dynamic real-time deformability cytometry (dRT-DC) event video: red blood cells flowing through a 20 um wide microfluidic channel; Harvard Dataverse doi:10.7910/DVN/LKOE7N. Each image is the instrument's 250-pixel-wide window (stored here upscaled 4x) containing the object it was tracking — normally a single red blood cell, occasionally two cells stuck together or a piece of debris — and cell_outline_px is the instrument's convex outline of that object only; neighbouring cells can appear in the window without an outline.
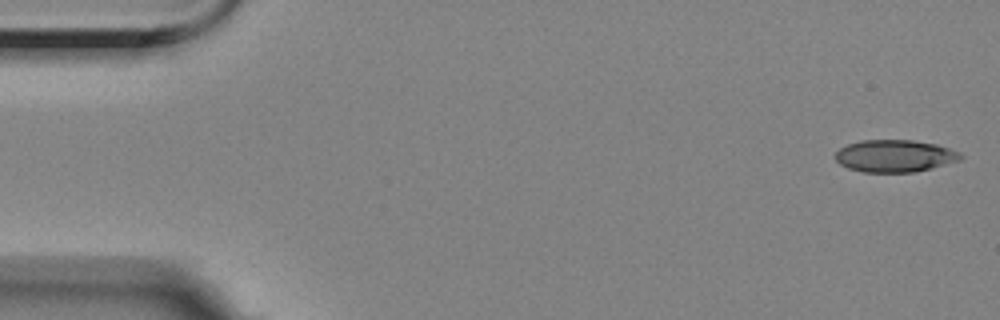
{"species": "Egyptian fruit bat (a non-hibernating species)", "species_latin": "Rousettus aegyptiacus", "temperature_condition": "room temperature", "stored_images_in_passage": 36, "camera_frame_rate_fps": 3000, "um_per_image_px": 0.085, "animal": {"sex": "female"}, "frame": {"image": 1, "passage_image": 1, "time_ms": 0.0, "image_size_px": [1000, 320], "cell_outline_px": [[964, 156], [960, 160], [932, 168], [916, 172], [864, 172], [848, 168], [840, 164], [836, 160], [836, 152], [840, 148], [848, 144], [860, 140], [912, 140], [936, 144], [960, 152]], "centroid_in_image_um": [76.07, 13.25], "position_along_channel_um": 8.9, "area_um2": 23.52}}
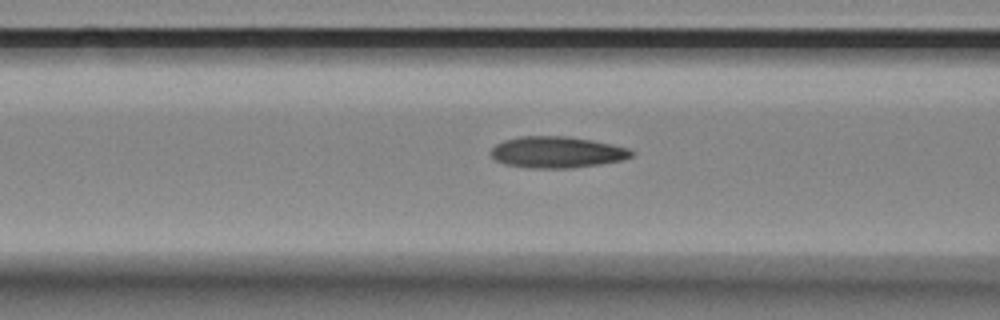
{"frame": {"image": 2, "passage_image": 21, "time_ms": 6.667, "image_size_px": [1000, 320], "cell_outline_px": [[636, 152], [632, 156], [624, 160], [600, 164], [572, 168], [524, 168], [504, 164], [496, 160], [488, 152], [496, 144], [504, 140], [520, 136], [568, 136], [592, 140], [612, 144], [628, 148]], "centroid_in_image_um": [47.34, 12.94], "position_along_channel_um": 119.3, "area_um2": 26.01}}
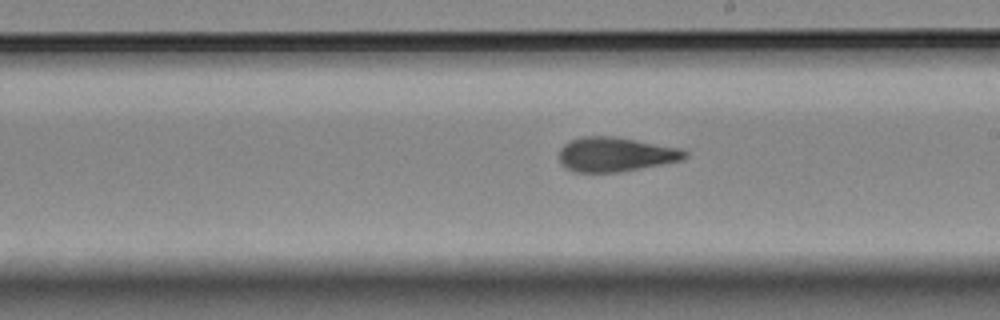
{"frame": {"image": 3, "passage_image": 31, "time_ms": 10.0, "image_size_px": [1000, 320], "cell_outline_px": [[688, 156], [684, 160], [620, 172], [572, 172], [560, 164], [560, 148], [564, 144], [572, 140], [584, 136], [616, 136], [684, 148], [688, 152]], "centroid_in_image_um": [52.37, 13.12], "position_along_channel_um": 236.6, "area_um2": 25.61}}